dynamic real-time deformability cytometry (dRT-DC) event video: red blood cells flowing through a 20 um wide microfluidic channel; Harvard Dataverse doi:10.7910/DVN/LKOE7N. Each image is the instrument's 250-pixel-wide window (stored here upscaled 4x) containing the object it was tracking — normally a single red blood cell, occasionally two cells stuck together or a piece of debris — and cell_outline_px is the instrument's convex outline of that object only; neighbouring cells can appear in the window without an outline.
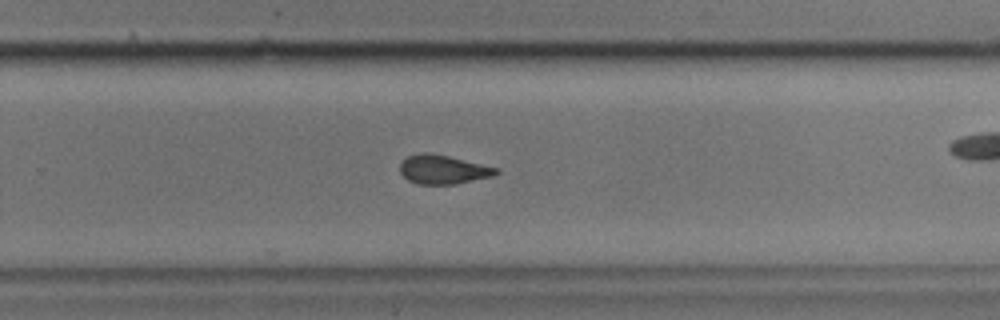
{"species": "common noctule bat (a hibernating species)", "species_latin": "Nyctalus noctula", "temperature_condition": "cold", "stored_images_in_passage": 50, "camera_frame_rate_fps": 3000, "um_per_image_px": 0.085, "animal": {"sex": "male", "body_mass_g": 17.9}, "frame": {"image": 1, "passage_image": 29, "time_ms": 9.333, "image_size_px": [1000, 320], "cell_outline_px": [[500, 172], [492, 176], [456, 184], [416, 184], [408, 180], [400, 172], [400, 164], [408, 156], [420, 152], [428, 152], [448, 156], [500, 168]], "centroid_in_image_um": [37.67, 14.41], "position_along_channel_um": 292.1, "area_um2": 16.24}}
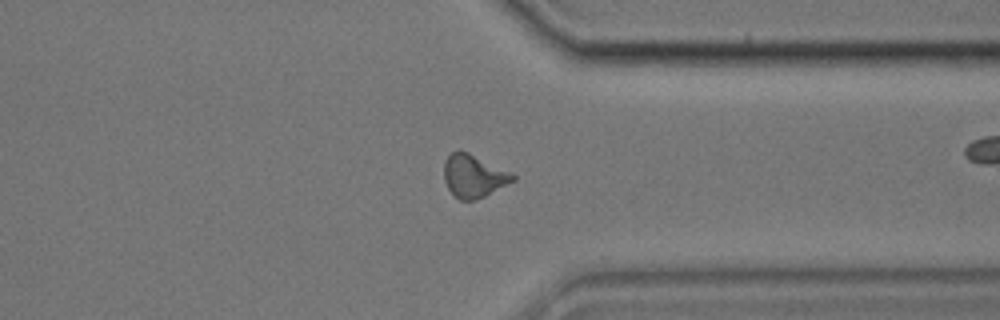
{"frame": {"image": 2, "passage_image": 36, "time_ms": 11.667, "image_size_px": [1000, 320], "cell_outline_px": [[516, 180], [476, 200], [460, 200], [452, 196], [444, 180], [444, 160], [452, 152], [460, 148], [512, 172], [516, 176]], "centroid_in_image_um": [40.25, 14.94], "position_along_channel_um": 371.2, "area_um2": 17.51}, "authors_computed_cell_mechanics": {"area_um2": 17.0799, "velocity_mm_per_s": 3.4721, "shape_relaxation_time_tau1_ms": 6.2367, "shape_relaxation_time_tau2_ms": 2.8269, "deformation_change_tau1": 0.1079, "deformation_change_tau2": 0.0815}}